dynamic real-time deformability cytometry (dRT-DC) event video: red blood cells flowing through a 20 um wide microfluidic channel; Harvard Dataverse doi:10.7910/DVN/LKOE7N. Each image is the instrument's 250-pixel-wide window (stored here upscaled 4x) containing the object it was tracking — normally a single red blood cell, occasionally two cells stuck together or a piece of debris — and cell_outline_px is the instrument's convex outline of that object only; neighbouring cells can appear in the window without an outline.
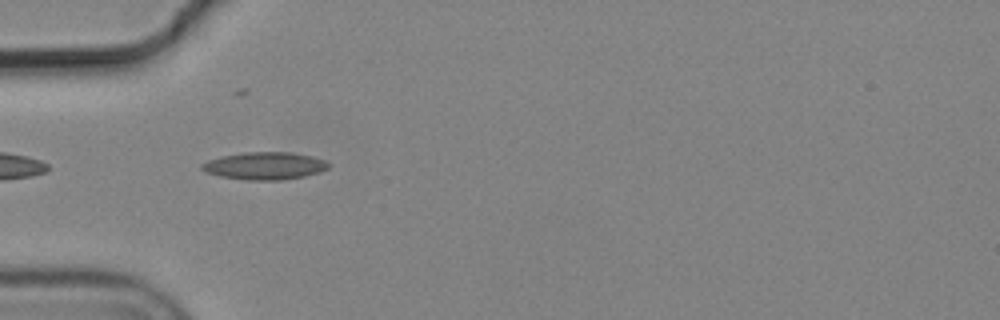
{"species": "common noctule bat (a hibernating species)", "species_latin": "Nyctalus noctula", "temperature_condition": "cold", "stored_images_in_passage": 3, "camera_frame_rate_fps": 3000, "um_per_image_px": 0.085, "animal": {"sex": "male", "body_mass_g": 19.2, "forearm_length_mm": 51.8}, "frame": {"image": 1, "passage_image": 2, "time_ms": 0.333, "image_size_px": [1000, 320], "cell_outline_px": [[328, 168], [320, 172], [304, 176], [280, 180], [248, 180], [220, 176], [208, 172], [200, 168], [200, 164], [208, 160], [220, 156], [244, 152], [292, 152], [312, 156], [324, 160], [328, 164]], "centroid_in_image_um": [22.49, 14.09], "position_along_channel_um": 62.5, "area_um2": 20.23}}
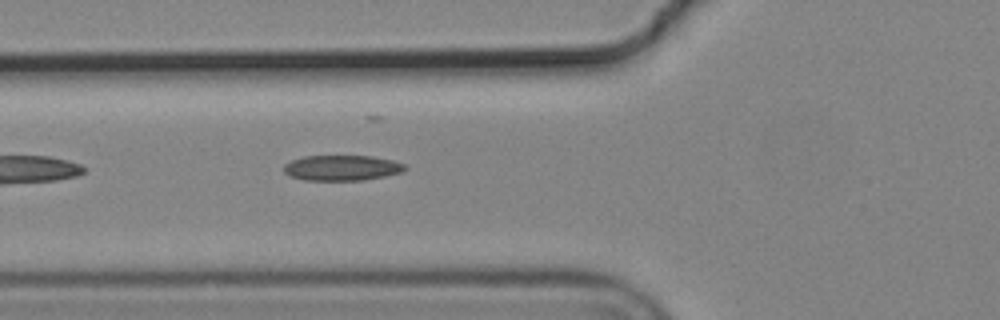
{"frame": {"image": 2, "passage_image": 3, "time_ms": 0.667, "image_size_px": [1000, 320], "cell_outline_px": [[408, 168], [400, 172], [384, 176], [364, 180], [304, 180], [288, 176], [284, 172], [284, 164], [292, 160], [304, 156], [372, 156], [392, 160], [404, 164]], "centroid_in_image_um": [29.03, 14.27], "position_along_channel_um": 96.8, "area_um2": 17.92}}